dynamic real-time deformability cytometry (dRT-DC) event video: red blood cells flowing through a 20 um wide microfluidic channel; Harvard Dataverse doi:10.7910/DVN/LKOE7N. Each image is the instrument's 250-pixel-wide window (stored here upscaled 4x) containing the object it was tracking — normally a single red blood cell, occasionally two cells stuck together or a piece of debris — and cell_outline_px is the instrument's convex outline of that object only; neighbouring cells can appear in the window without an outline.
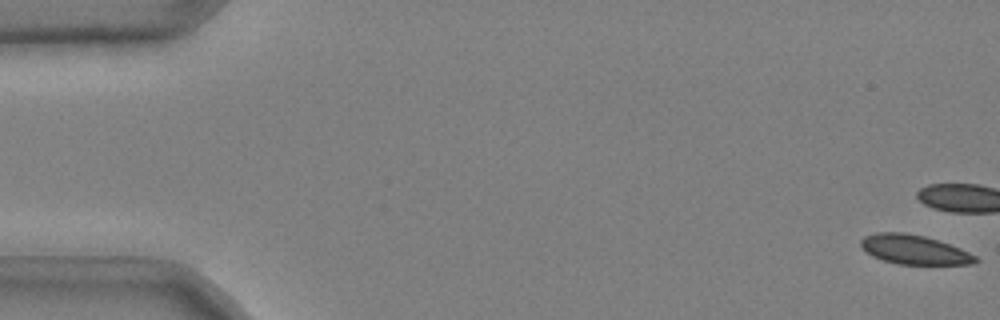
{"species": "common noctule bat (a hibernating species)", "species_latin": "Nyctalus noctula", "temperature_condition": "cold", "stored_images_in_passage": 42, "camera_frame_rate_fps": 3000, "um_per_image_px": 0.085, "animal": {"sex": "male", "body_mass_g": 20.4}, "frame": {"image": 1, "passage_image": 1, "time_ms": 0.0, "image_size_px": [1000, 320], "cell_outline_px": [[980, 260], [972, 264], [896, 264], [872, 256], [860, 244], [860, 240], [864, 236], [876, 232], [904, 232], [924, 236], [960, 248], [976, 256]], "centroid_in_image_um": [77.7, 21.21], "position_along_channel_um": 7.3, "area_um2": 19.42}}